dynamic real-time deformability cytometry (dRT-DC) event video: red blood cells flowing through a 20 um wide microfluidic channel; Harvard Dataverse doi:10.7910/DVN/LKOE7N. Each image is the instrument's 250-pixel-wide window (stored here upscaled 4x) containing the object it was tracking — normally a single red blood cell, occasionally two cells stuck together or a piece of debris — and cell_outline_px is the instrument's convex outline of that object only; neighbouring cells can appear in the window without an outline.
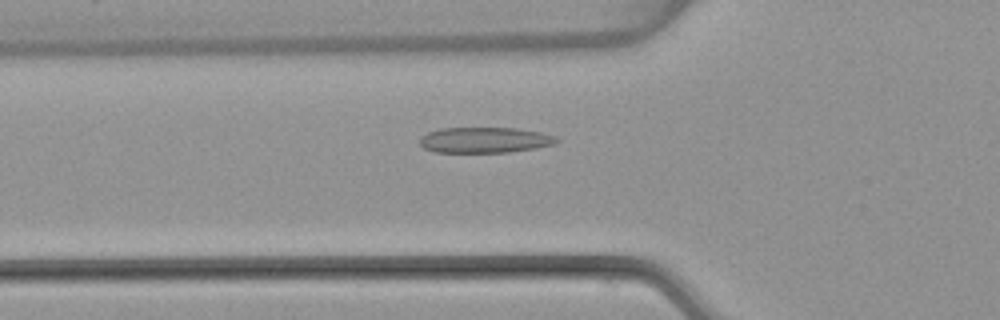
{"species": "common noctule bat (a hibernating species)", "species_latin": "Nyctalus noctula", "temperature_condition": "warm", "stored_images_in_passage": 54, "camera_frame_rate_fps": 3000, "um_per_image_px": 0.085, "animal": {"sex": "female", "body_mass_g": 22.7, "forearm_length_mm": 54.2}, "frame": {"image": 1, "passage_image": 19, "time_ms": 6.0, "image_size_px": [1000, 320], "cell_outline_px": [[560, 140], [552, 144], [536, 148], [508, 152], [432, 152], [424, 148], [420, 144], [420, 136], [428, 132], [440, 128], [516, 128], [540, 132], [556, 136]], "centroid_in_image_um": [41.18, 11.9], "position_along_channel_um": 84.6, "area_um2": 20.46}}
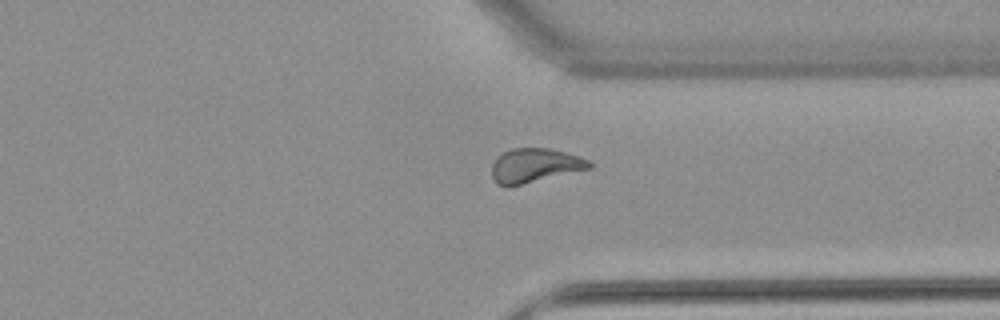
{"frame": {"image": 2, "passage_image": 41, "time_ms": 13.333, "image_size_px": [1000, 320], "cell_outline_px": [[592, 168], [508, 188], [496, 184], [492, 176], [492, 164], [504, 152], [512, 148], [548, 148], [580, 156], [588, 160], [592, 164]], "centroid_in_image_um": [45.46, 14.09], "position_along_channel_um": 365.9, "area_um2": 19.54}}
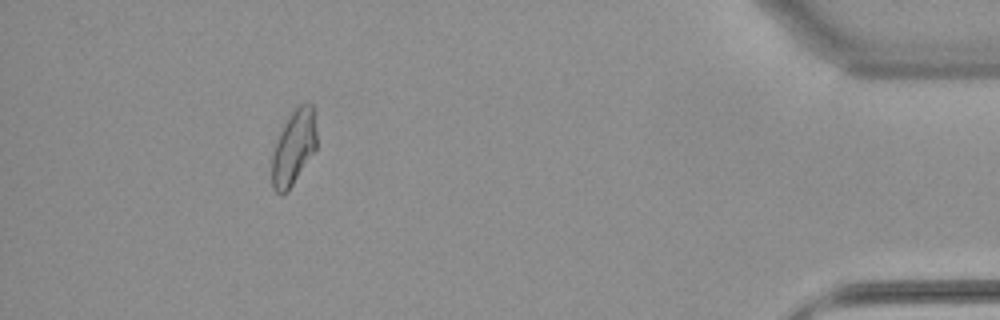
{"frame": {"image": 3, "passage_image": 49, "time_ms": 16.0, "image_size_px": [1000, 320], "cell_outline_px": [[316, 148], [288, 192], [280, 196], [272, 188], [272, 156], [276, 140], [284, 124], [292, 112], [300, 104], [312, 104], [316, 112]], "centroid_in_image_um": [24.97, 12.56], "position_along_channel_um": 410.2, "area_um2": 19.59}, "authors_computed_cell_mechanics": {"area_um2": 19.8543, "velocity_mm_per_s": 3.825, "shape_relaxation_time_tau1_ms": null, "shape_relaxation_time_tau2_ms": 2.5762, "deformation_change_tau1": null, "deformation_change_tau2": 0.0614}}